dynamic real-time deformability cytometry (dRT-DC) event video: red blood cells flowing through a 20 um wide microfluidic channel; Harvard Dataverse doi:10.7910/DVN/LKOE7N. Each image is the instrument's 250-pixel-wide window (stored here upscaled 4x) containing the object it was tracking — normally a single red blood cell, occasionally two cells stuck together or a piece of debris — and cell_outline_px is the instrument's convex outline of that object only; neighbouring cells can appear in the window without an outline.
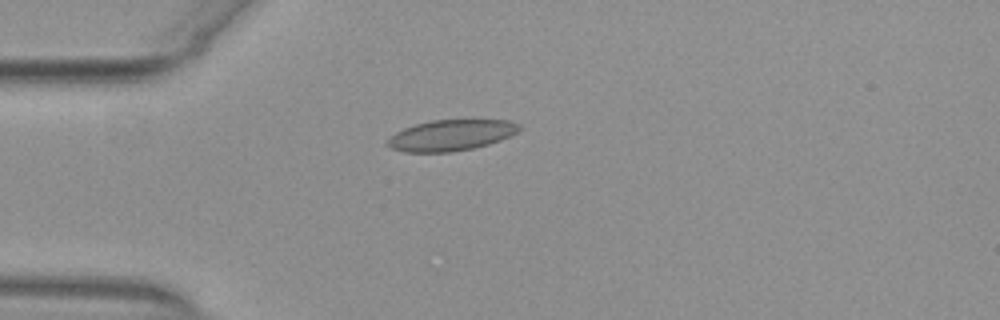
{"species": "common noctule bat (a hibernating species)", "species_latin": "Nyctalus noctula", "temperature_condition": "warm", "stored_images_in_passage": 5, "camera_frame_rate_fps": 3000, "um_per_image_px": 0.085, "animal": {"sex": "female", "body_mass_g": 29.2, "forearm_length_mm": 56.3}, "frame": {"image": 1, "passage_image": 2, "time_ms": 0.333, "image_size_px": [1000, 320], "cell_outline_px": [[520, 128], [516, 132], [500, 140], [488, 144], [472, 148], [452, 152], [404, 152], [392, 148], [384, 144], [384, 140], [396, 132], [404, 128], [416, 124], [432, 120], [508, 120], [520, 124]], "centroid_in_image_um": [38.28, 11.5], "position_along_channel_um": 46.7, "area_um2": 23.7}}